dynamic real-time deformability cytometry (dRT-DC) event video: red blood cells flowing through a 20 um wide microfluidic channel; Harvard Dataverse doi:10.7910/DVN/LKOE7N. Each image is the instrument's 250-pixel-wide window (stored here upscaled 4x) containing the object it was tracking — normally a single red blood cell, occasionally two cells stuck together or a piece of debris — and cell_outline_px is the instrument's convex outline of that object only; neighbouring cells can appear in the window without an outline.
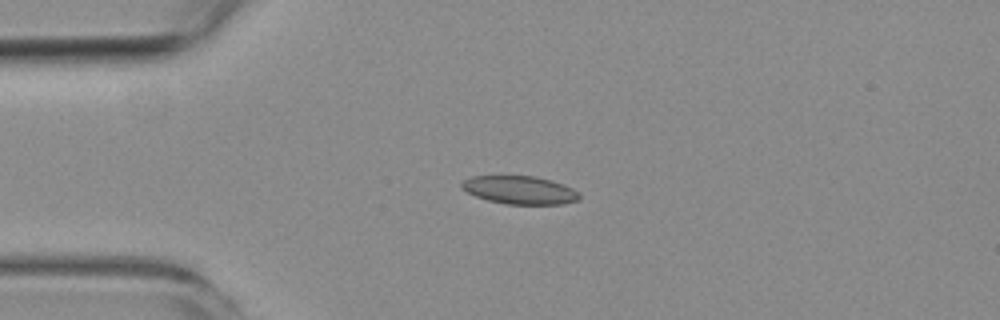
{"species": "common noctule bat (a hibernating species)", "species_latin": "Nyctalus noctula", "temperature_condition": "room temperature", "stored_images_in_passage": 4, "camera_frame_rate_fps": 3000, "um_per_image_px": 0.085, "animal": {"sex": "female", "body_mass_g": 19.3, "forearm_length_mm": 54.1}, "frame": {"image": 1, "passage_image": 3, "time_ms": 2.333, "image_size_px": [1000, 320], "cell_outline_px": [[580, 196], [576, 200], [564, 204], [504, 204], [488, 200], [476, 196], [460, 188], [460, 184], [464, 180], [472, 176], [536, 176], [552, 180], [564, 184], [580, 192]], "centroid_in_image_um": [44.19, 16.15], "position_along_channel_um": 40.8, "area_um2": 19.36}}